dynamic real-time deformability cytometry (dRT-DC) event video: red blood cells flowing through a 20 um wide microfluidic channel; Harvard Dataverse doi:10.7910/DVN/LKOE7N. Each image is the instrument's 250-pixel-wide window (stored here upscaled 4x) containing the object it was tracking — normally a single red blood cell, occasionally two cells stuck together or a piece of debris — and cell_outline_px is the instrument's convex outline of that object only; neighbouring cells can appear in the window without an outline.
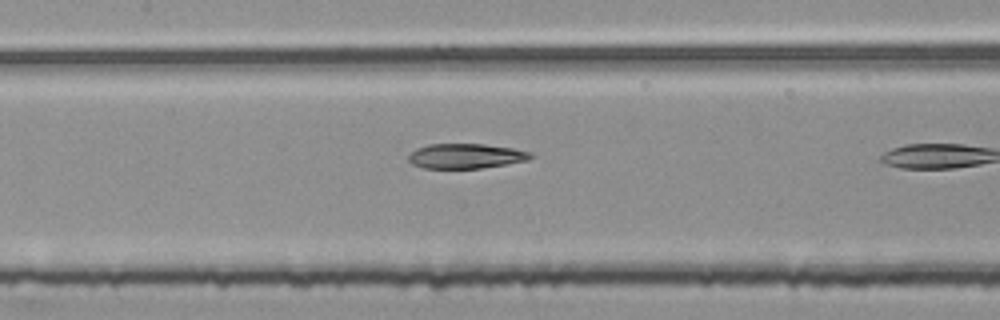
{"species": "common noctule bat (a hibernating species)", "species_latin": "Nyctalus noctula", "temperature_condition": "room temperature", "stored_images_in_passage": 11, "camera_frame_rate_fps": 3000, "um_per_image_px": 0.085, "animal": {"sex": "female", "body_mass_g": 25.1}, "frame": {"image": 1, "passage_image": 10, "time_ms": 3.0, "image_size_px": [1000, 320], "cell_outline_px": [[532, 156], [528, 160], [508, 164], [480, 168], [424, 168], [412, 164], [408, 160], [408, 156], [416, 148], [428, 144], [484, 144], [512, 148], [528, 152]], "centroid_in_image_um": [39.55, 13.26], "position_along_channel_um": 167.8, "area_um2": 17.57}}